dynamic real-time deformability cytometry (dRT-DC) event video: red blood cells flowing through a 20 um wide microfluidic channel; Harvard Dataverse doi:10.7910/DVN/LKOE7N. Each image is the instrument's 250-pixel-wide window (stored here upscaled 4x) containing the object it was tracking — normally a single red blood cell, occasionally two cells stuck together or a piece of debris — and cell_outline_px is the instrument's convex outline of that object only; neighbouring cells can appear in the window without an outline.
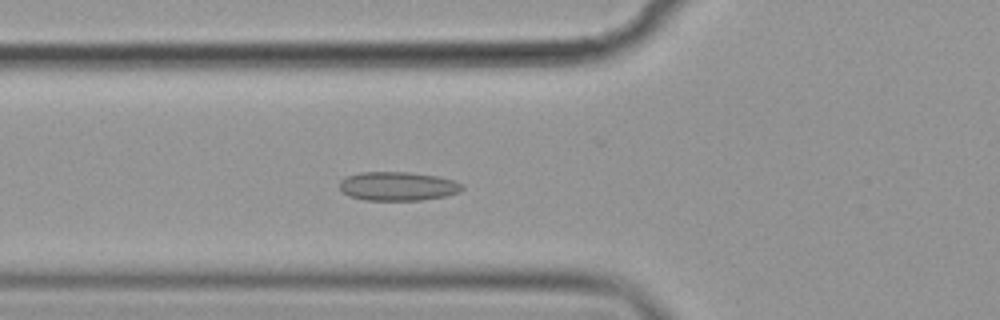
{"species": "common noctule bat (a hibernating species)", "species_latin": "Nyctalus noctula", "temperature_condition": "cold", "stored_images_in_passage": 57, "camera_frame_rate_fps": 3000, "um_per_image_px": 0.085, "animal": {"sex": "female", "body_mass_g": 19.9}, "frame": {"image": 1, "passage_image": 21, "time_ms": 6.667, "image_size_px": [1000, 320], "cell_outline_px": [[464, 188], [460, 192], [444, 196], [420, 200], [364, 200], [348, 196], [340, 188], [340, 180], [348, 176], [360, 172], [412, 172], [436, 176], [452, 180], [464, 184]], "centroid_in_image_um": [33.82, 15.83], "position_along_channel_um": 92.0, "area_um2": 20.63}}
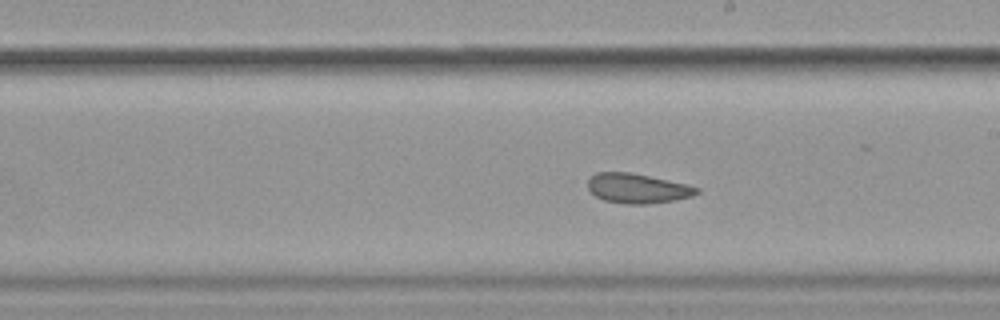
{"frame": {"image": 2, "passage_image": 33, "time_ms": 10.667, "image_size_px": [1000, 320], "cell_outline_px": [[700, 192], [692, 196], [676, 200], [648, 204], [624, 204], [604, 200], [596, 196], [588, 188], [588, 180], [596, 172], [632, 172], [688, 184], [700, 188]], "centroid_in_image_um": [54.22, 16.01], "position_along_channel_um": 234.8, "area_um2": 19.02}}
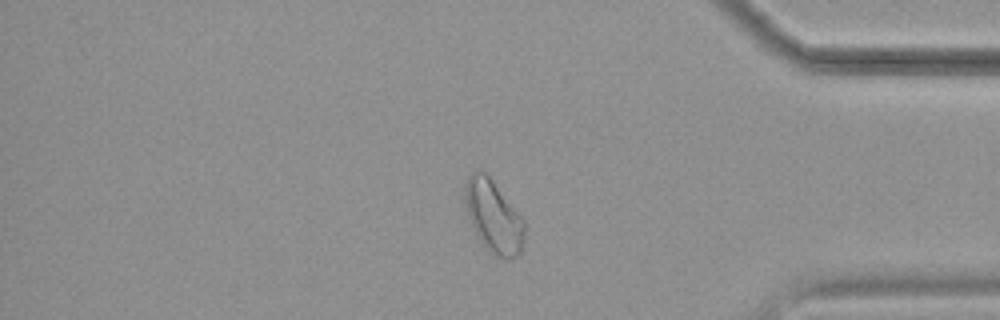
{"frame": {"image": 3, "passage_image": 48, "time_ms": 15.667, "image_size_px": [1000, 320], "cell_outline_px": [[524, 240], [520, 252], [512, 260], [504, 260], [488, 252], [480, 240], [468, 216], [464, 196], [464, 188], [468, 176], [472, 172], [480, 168], [484, 168], [524, 220]], "centroid_in_image_um": [41.94, 18.38], "position_along_channel_um": 393.3, "area_um2": 25.43}, "authors_computed_cell_mechanics": {"area_um2": 21.2126, "velocity_mm_per_s": 3.5722, "shape_relaxation_time_tau1_ms": null, "shape_relaxation_time_tau2_ms": 1.8908, "deformation_change_tau1": null, "deformation_change_tau2": 0.0691}}